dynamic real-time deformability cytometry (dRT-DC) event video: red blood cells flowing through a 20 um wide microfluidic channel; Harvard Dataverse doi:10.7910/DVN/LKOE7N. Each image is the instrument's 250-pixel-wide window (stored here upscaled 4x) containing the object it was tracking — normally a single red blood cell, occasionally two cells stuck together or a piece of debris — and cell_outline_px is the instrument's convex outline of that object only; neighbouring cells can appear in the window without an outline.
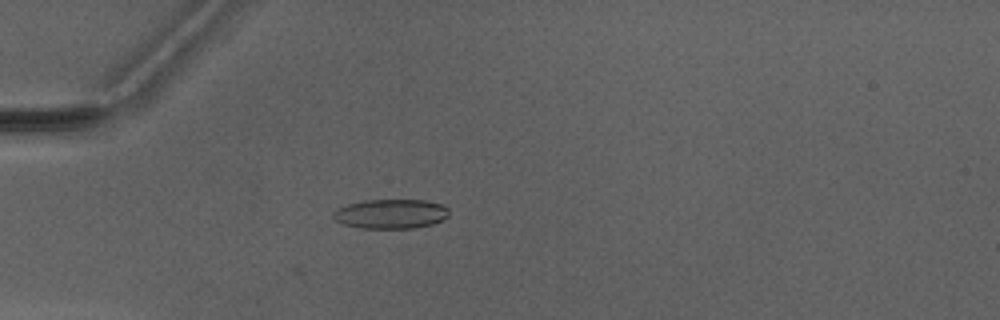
{"species": "Egyptian fruit bat (a non-hibernating species)", "species_latin": "Rousettus aegyptiacus", "temperature_condition": "warm", "stored_images_in_passage": 3, "camera_frame_rate_fps": 3000, "um_per_image_px": 0.085, "animal": {"sex": "male"}, "frame": {"image": 1, "passage_image": 3, "time_ms": 2.333, "image_size_px": [1000, 320], "cell_outline_px": [[448, 216], [444, 220], [432, 224], [412, 228], [360, 228], [344, 224], [336, 220], [332, 216], [332, 212], [348, 204], [364, 200], [424, 200], [444, 204], [448, 208]], "centroid_in_image_um": [33.25, 18.17], "position_along_channel_um": 51.7, "area_um2": 19.88}}